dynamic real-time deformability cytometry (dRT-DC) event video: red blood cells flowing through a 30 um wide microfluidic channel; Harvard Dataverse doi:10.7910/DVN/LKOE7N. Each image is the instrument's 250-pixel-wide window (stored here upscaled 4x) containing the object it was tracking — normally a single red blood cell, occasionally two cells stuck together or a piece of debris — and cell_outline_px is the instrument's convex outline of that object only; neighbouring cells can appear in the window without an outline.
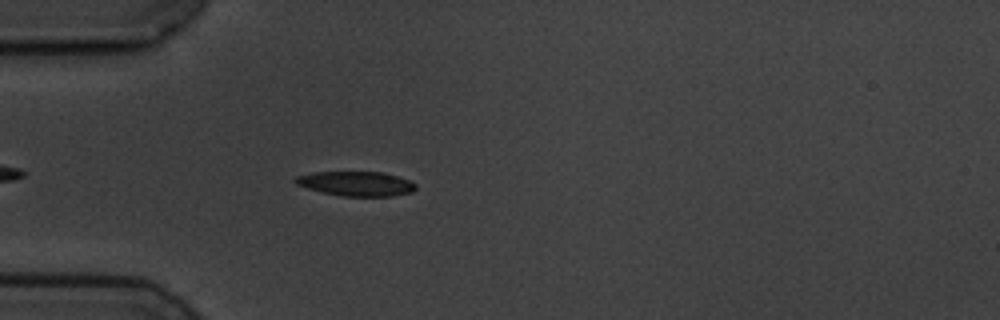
{"species": "common noctule bat (a hibernating species)", "species_latin": "Nyctalus noctula", "temperature_condition": "cold", "stored_images_in_passage": 2, "camera_frame_rate_fps": 3000, "um_per_image_px": 0.085, "animal": {"sex": "male", "body_mass_g": 19.5, "forearm_length_mm": 54.6}, "frame": {"image": 1, "passage_image": 2, "time_ms": 1.333, "image_size_px": [1000, 320], "cell_outline_px": [[416, 188], [412, 192], [392, 196], [344, 196], [324, 192], [308, 188], [296, 184], [292, 180], [296, 176], [312, 172], [380, 172], [396, 176], [408, 180], [416, 184]], "centroid_in_image_um": [30.26, 15.61], "position_along_channel_um": 54.7, "area_um2": 17.05}}